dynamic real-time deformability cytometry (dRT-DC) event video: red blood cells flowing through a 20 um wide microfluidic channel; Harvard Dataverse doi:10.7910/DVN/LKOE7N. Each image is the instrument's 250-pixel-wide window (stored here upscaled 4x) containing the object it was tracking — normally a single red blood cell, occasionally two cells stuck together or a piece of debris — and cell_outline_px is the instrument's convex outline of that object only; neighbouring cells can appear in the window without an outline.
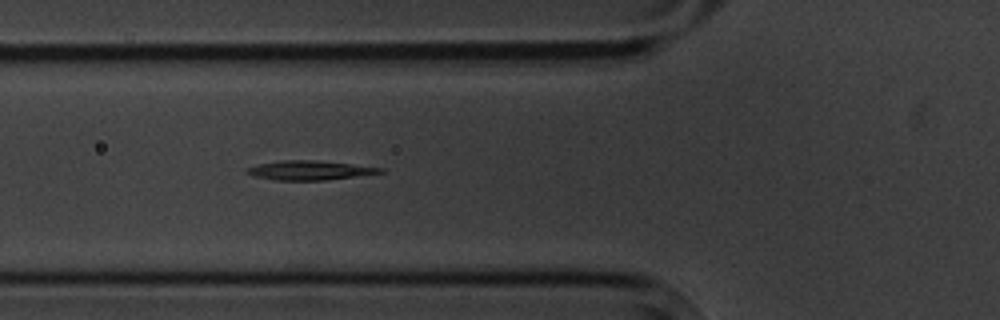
{"species": "common noctule bat (a hibernating species)", "species_latin": "Nyctalus noctula", "temperature_condition": "cold", "stored_images_in_passage": 6, "camera_frame_rate_fps": 3000, "um_per_image_px": 0.085, "animal": {"sex": "male", "body_mass_g": 20.1, "forearm_length_mm": 53.5}, "frame": {"image": 1, "passage_image": 6, "time_ms": 5.667, "image_size_px": [1000, 320], "cell_outline_px": [[384, 172], [324, 180], [276, 180], [252, 176], [244, 172], [244, 168], [260, 164], [280, 160], [316, 160], [352, 164], [384, 168]], "centroid_in_image_um": [26.24, 14.47], "position_along_channel_um": 99.6, "area_um2": 14.91}}